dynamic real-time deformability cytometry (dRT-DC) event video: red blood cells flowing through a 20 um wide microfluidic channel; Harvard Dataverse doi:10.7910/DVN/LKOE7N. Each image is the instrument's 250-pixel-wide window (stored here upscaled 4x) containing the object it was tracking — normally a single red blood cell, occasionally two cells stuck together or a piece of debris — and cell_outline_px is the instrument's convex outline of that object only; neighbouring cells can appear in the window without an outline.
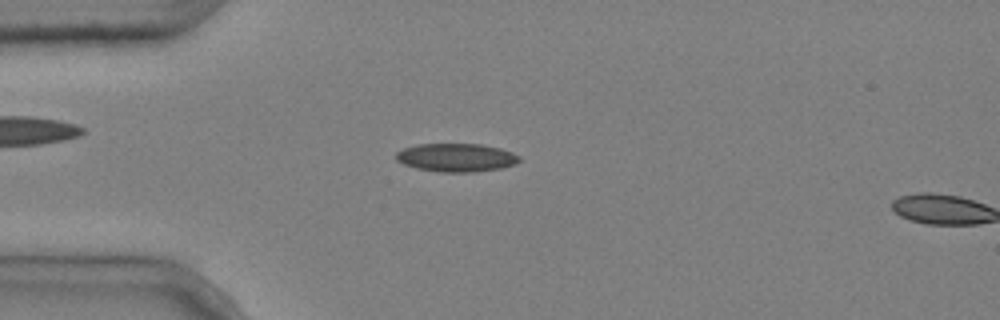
{"species": "common noctule bat (a hibernating species)", "species_latin": "Nyctalus noctula", "temperature_condition": "cold", "stored_images_in_passage": 4, "segment_of_instrument_passage": [1, 2], "camera_frame_rate_fps": 3000, "um_per_image_px": 0.085, "animal": {"sex": "male", "body_mass_g": 20.4}, "frame": {"image": 1, "passage_image": 3, "time_ms": 0.667, "image_size_px": [1000, 320], "cell_outline_px": [[520, 160], [512, 164], [500, 168], [472, 172], [440, 172], [416, 168], [404, 164], [396, 160], [396, 152], [404, 148], [416, 144], [480, 144], [500, 148], [512, 152], [520, 156]], "centroid_in_image_um": [38.75, 13.38], "position_along_channel_um": 46.2, "area_um2": 20.23}}